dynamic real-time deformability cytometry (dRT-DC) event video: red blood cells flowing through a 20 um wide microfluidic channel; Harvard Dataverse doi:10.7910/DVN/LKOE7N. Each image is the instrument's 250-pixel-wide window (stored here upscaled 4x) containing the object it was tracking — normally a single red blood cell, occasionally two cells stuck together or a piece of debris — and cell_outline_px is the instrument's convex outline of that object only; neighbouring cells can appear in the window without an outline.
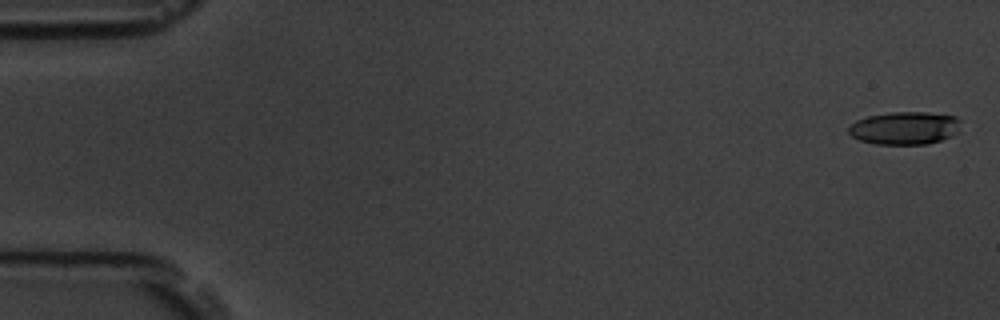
{"species": "common noctule bat (a hibernating species)", "species_latin": "Nyctalus noctula", "temperature_condition": "room temperature", "stored_images_in_passage": 5, "camera_frame_rate_fps": 3000, "um_per_image_px": 0.085, "animal": {"sex": "male", "body_mass_g": 19.5, "forearm_length_mm": 54.6}, "frame": {"image": 1, "passage_image": 1, "time_ms": 0.0, "image_size_px": [1000, 320], "cell_outline_px": [[960, 132], [952, 136], [928, 144], [876, 144], [860, 140], [852, 136], [848, 132], [848, 128], [856, 120], [868, 116], [892, 112], [928, 112], [956, 116], [960, 120]], "centroid_in_image_um": [76.94, 10.88], "position_along_channel_um": 8.1, "area_um2": 21.62}}
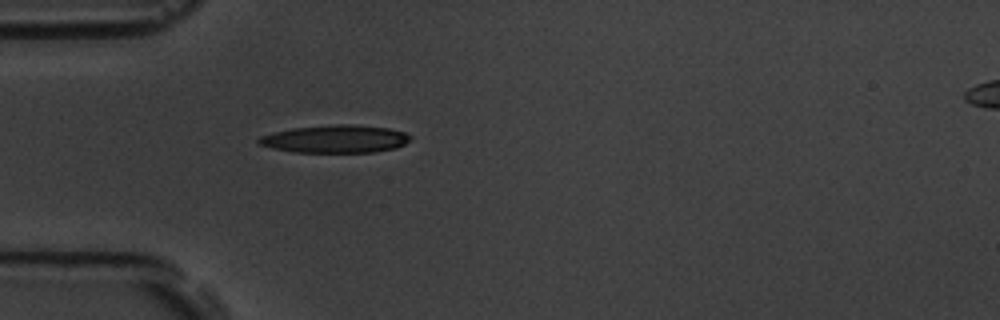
{"frame": {"image": 2, "passage_image": 5, "time_ms": 5.333, "image_size_px": [1000, 320], "cell_outline_px": [[412, 140], [396, 148], [372, 152], [292, 152], [272, 148], [260, 144], [256, 140], [260, 136], [292, 128], [336, 124], [352, 124], [388, 128], [404, 132], [412, 136]], "centroid_in_image_um": [28.53, 11.81], "position_along_channel_um": 56.5, "area_um2": 24.51}}